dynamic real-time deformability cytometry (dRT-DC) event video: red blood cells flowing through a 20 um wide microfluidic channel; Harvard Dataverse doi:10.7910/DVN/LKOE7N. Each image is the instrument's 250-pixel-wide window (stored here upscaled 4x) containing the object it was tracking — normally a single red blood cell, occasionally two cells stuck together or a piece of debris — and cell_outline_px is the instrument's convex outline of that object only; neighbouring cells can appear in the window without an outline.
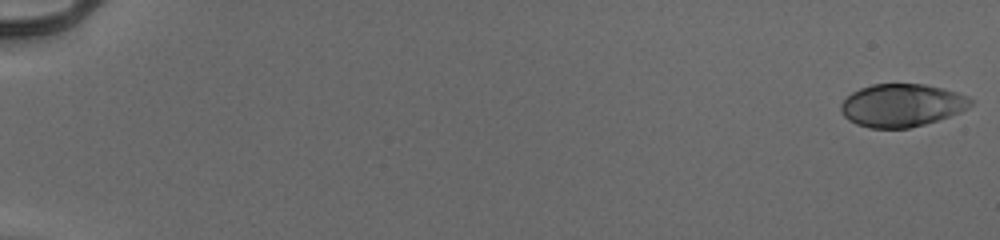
{"species": "human", "species_latin": "Homo sapiens", "temperature_condition": "cold", "stored_images_in_passage": 16, "camera_frame_rate_fps": 3000, "um_per_image_px": 0.085, "donor": {"sex": "male"}, "frame": {"image": 1, "passage_image": 1, "time_ms": 0.0, "image_size_px": [1000, 240], "cell_outline_px": [[972, 104], [968, 108], [960, 112], [924, 124], [908, 128], [868, 128], [856, 124], [848, 120], [840, 112], [840, 104], [852, 92], [860, 88], [872, 84], [924, 84], [944, 88], [968, 96], [972, 100]], "centroid_in_image_um": [76.63, 8.95], "position_along_channel_um": 8.4, "area_um2": 32.43}}